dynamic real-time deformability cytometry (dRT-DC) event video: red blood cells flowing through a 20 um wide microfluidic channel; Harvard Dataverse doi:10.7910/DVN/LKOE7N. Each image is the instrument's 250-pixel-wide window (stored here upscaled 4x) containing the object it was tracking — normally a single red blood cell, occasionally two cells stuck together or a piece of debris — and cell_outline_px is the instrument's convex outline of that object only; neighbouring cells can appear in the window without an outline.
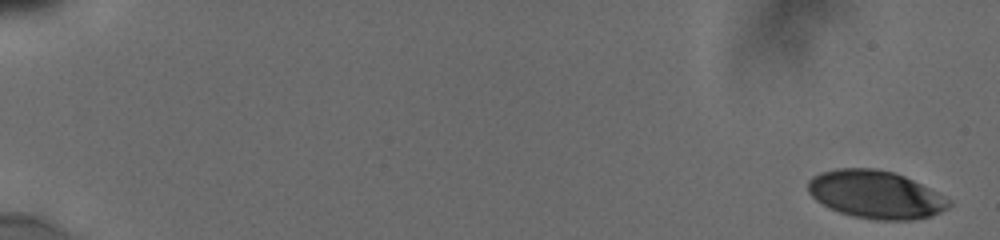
{"species": "human", "species_latin": "Homo sapiens", "temperature_condition": "cold", "stored_images_in_passage": 42, "camera_frame_rate_fps": 3000, "um_per_image_px": 0.085, "donor": {"sex": "male"}, "frame": {"image": 1, "passage_image": 1, "time_ms": 0.0, "image_size_px": [1000, 240], "cell_outline_px": [[952, 204], [948, 208], [932, 216], [912, 220], [876, 220], [852, 216], [828, 208], [816, 200], [808, 192], [808, 180], [812, 176], [820, 172], [836, 168], [876, 168], [892, 172], [904, 176], [952, 200]], "centroid_in_image_um": [74.41, 16.54], "position_along_channel_um": 10.6, "area_um2": 39.42}}
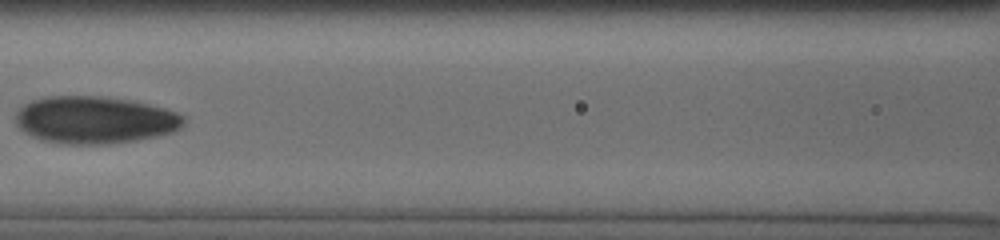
{"frame": {"image": 2, "passage_image": 20, "time_ms": 9.0, "image_size_px": [1000, 240], "cell_outline_px": [[184, 124], [180, 128], [172, 132], [156, 136], [136, 140], [108, 144], [64, 144], [44, 140], [32, 136], [24, 132], [16, 124], [16, 112], [24, 104], [32, 100], [48, 96], [100, 96], [132, 100], [164, 108], [176, 112], [184, 116]], "centroid_in_image_um": [8.05, 10.19], "position_along_channel_um": 158.5, "area_um2": 46.36}}
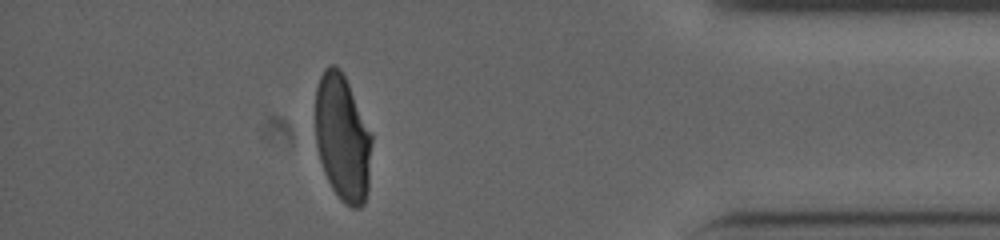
{"frame": {"image": 3, "passage_image": 37, "time_ms": 16.333, "image_size_px": [1000, 240], "cell_outline_px": [[372, 140], [368, 188], [364, 204], [360, 208], [352, 208], [344, 204], [340, 200], [332, 188], [324, 172], [316, 148], [316, 88], [320, 76], [324, 68], [328, 64], [336, 64], [340, 68], [372, 132]], "centroid_in_image_um": [29.12, 11.73], "position_along_channel_um": 406.1, "area_um2": 41.91}, "authors_computed_cell_mechanics": {"area_um2": 42.9743, "velocity_mm_per_s": 3.8145, "shape_relaxation_time_tau1_ms": 4.1286, "shape_relaxation_time_tau2_ms": 1.2303, "deformation_change_tau1": 0.1589, "deformation_change_tau2": 0.0561}}